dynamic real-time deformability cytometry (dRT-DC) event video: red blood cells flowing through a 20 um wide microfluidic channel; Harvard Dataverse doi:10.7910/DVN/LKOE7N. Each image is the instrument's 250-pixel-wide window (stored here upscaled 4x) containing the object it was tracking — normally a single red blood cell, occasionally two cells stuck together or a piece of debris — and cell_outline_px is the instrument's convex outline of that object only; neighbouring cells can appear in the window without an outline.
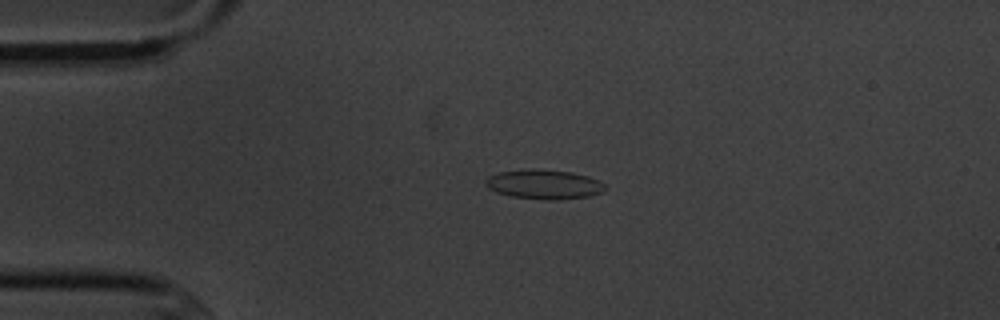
{"species": "common noctule bat (a hibernating species)", "species_latin": "Nyctalus noctula", "temperature_condition": "cold", "stored_images_in_passage": 5, "camera_frame_rate_fps": 3000, "um_per_image_px": 0.085, "animal": {"sex": "male", "body_mass_g": 20.1, "forearm_length_mm": 53.5}, "frame": {"image": 1, "passage_image": 4, "time_ms": 3.667, "image_size_px": [1000, 320], "cell_outline_px": [[608, 188], [604, 192], [588, 196], [560, 200], [548, 200], [512, 196], [496, 192], [488, 188], [484, 184], [484, 180], [488, 176], [500, 172], [532, 168], [572, 172], [588, 176], [600, 180]], "centroid_in_image_um": [46.27, 15.67], "position_along_channel_um": 38.7, "area_um2": 20.75}}